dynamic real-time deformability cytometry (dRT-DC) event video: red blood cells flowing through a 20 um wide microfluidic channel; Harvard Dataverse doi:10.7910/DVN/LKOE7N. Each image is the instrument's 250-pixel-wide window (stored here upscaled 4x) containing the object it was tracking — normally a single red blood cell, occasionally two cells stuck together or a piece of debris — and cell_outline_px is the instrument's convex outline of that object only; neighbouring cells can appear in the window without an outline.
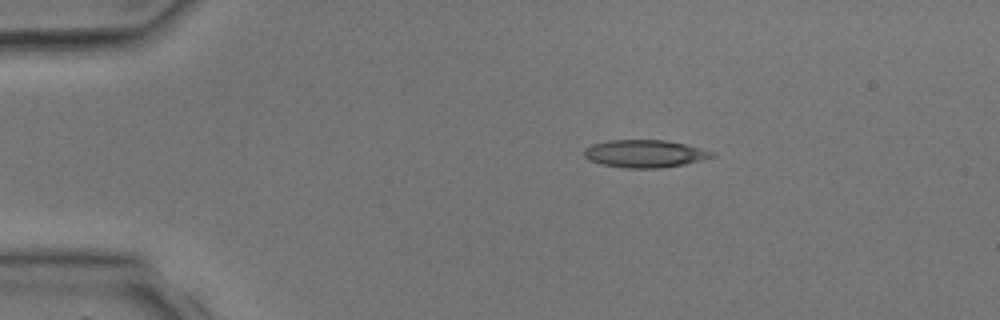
{"species": "common noctule bat (a hibernating species)", "species_latin": "Nyctalus noctula", "temperature_condition": "room temperature", "stored_images_in_passage": 2, "camera_frame_rate_fps": 3000, "um_per_image_px": 0.085, "animal": {"sex": "male", "body_mass_g": 17.9, "forearm_length_mm": 54.2}, "frame": {"image": 1, "passage_image": 1, "time_ms": 0.0, "image_size_px": [1000, 320], "cell_outline_px": [[716, 156], [684, 164], [660, 168], [624, 168], [600, 164], [588, 160], [584, 156], [584, 148], [592, 144], [608, 140], [664, 140], [684, 144], [716, 152]], "centroid_in_image_um": [54.77, 13.06], "position_along_channel_um": 30.2, "area_um2": 20.63}}